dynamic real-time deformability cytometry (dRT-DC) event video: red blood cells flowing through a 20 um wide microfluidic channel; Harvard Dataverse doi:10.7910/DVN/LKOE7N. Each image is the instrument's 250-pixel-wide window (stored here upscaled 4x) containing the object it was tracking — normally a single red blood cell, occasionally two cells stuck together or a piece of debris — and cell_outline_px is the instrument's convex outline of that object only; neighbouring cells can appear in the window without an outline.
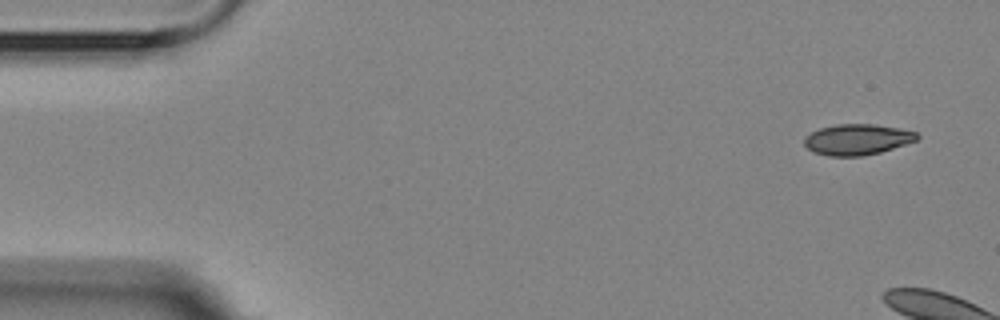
{"species": "Egyptian fruit bat (a non-hibernating species)", "species_latin": "Rousettus aegyptiacus", "temperature_condition": "room temperature", "stored_images_in_passage": 8, "camera_frame_rate_fps": 3000, "um_per_image_px": 0.085, "animal": {"sex": "female"}, "frame": {"image": 1, "passage_image": 1, "time_ms": 0.0, "image_size_px": [1000, 320], "cell_outline_px": [[920, 136], [916, 140], [880, 152], [864, 156], [828, 156], [812, 152], [804, 144], [804, 136], [820, 128], [836, 124], [872, 124], [896, 128], [916, 132]], "centroid_in_image_um": [72.81, 11.86], "position_along_channel_um": 12.2, "area_um2": 20.11}}
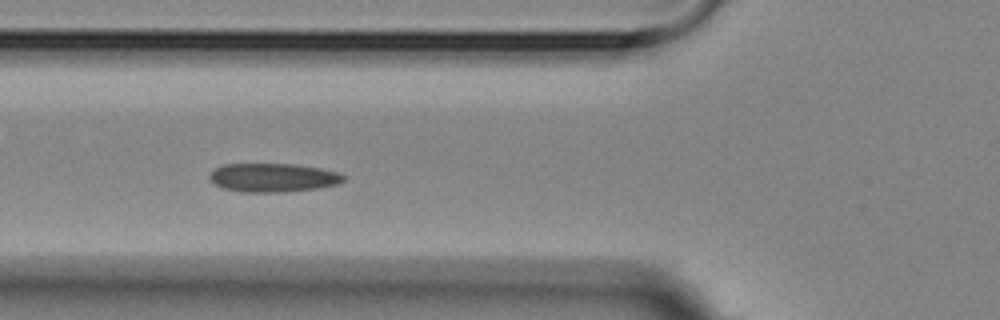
{"frame": {"image": 2, "passage_image": 7, "time_ms": 7.0, "image_size_px": [1000, 320], "cell_outline_px": [[348, 176], [344, 180], [336, 184], [316, 188], [284, 192], [244, 192], [224, 188], [216, 184], [208, 176], [216, 168], [224, 164], [296, 164], [320, 168], [336, 172]], "centroid_in_image_um": [23.23, 15.09], "position_along_channel_um": 102.6, "area_um2": 22.2}}
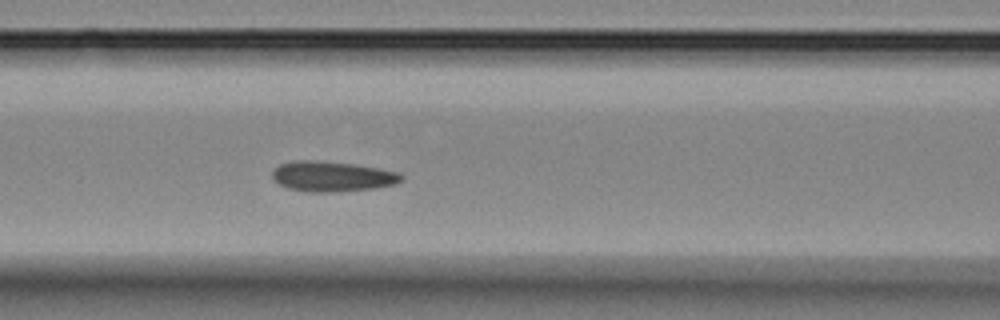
{"frame": {"image": 3, "passage_image": 8, "time_ms": 8.0, "image_size_px": [1000, 320], "cell_outline_px": [[404, 180], [396, 184], [372, 188], [332, 192], [308, 192], [288, 188], [272, 180], [272, 168], [280, 164], [292, 160], [308, 160], [352, 164], [380, 168], [400, 172], [404, 176]], "centroid_in_image_um": [28.22, 14.99], "position_along_channel_um": 138.4, "area_um2": 22.89}}